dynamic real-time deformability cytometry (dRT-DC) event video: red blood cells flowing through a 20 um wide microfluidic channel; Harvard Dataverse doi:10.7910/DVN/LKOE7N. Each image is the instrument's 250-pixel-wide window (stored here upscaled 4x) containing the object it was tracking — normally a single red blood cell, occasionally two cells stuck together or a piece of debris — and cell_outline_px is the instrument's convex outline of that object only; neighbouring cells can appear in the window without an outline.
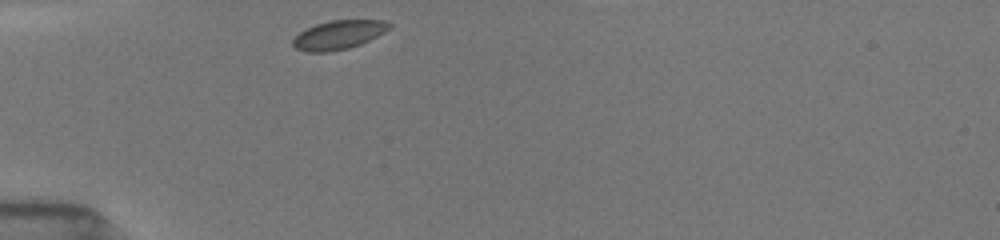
{"species": "common noctule bat (a hibernating species)", "species_latin": "Nyctalus noctula", "temperature_condition": "room temperature", "stored_images_in_passage": 1, "camera_frame_rate_fps": 3000, "um_per_image_px": 0.085, "animal": {"sex": "female", "body_mass_g": 19.5, "forearm_length_mm": 54.1}, "frame": {"image": 1, "passage_image": 1, "time_ms": 0.0, "image_size_px": [1000, 240], "cell_outline_px": [[392, 28], [360, 44], [348, 48], [328, 52], [304, 52], [296, 48], [292, 44], [292, 40], [304, 28], [328, 20], [384, 20], [392, 24]], "centroid_in_image_um": [28.76, 2.95], "position_along_channel_um": 56.2, "area_um2": 16.3}}